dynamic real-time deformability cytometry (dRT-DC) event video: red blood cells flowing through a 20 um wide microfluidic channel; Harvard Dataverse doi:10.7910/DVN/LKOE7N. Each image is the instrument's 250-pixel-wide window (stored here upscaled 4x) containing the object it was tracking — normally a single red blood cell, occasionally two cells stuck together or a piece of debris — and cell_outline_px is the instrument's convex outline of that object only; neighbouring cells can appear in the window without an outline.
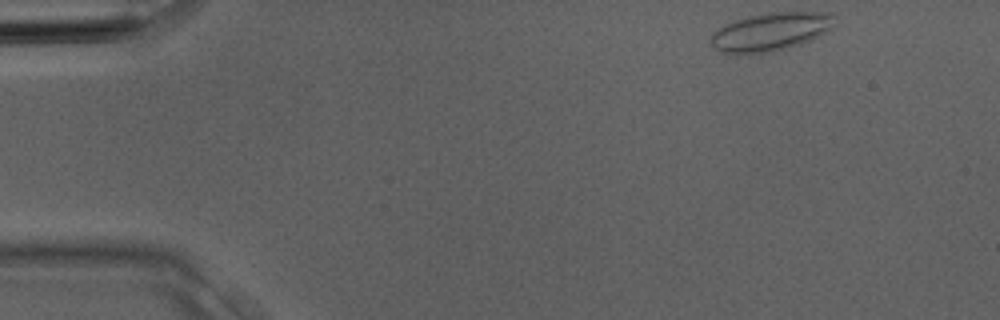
{"species": "Egyptian fruit bat (a non-hibernating species)", "species_latin": "Rousettus aegyptiacus", "temperature_condition": "room temperature", "stored_images_in_passage": 3, "camera_frame_rate_fps": 3000, "um_per_image_px": 0.085, "animal": {"sex": "male"}, "frame": {"image": 1, "passage_image": 1, "time_ms": 0.0, "image_size_px": [1000, 320], "cell_outline_px": [[836, 16], [832, 28], [812, 40], [800, 44], [772, 52], [736, 56], [720, 52], [712, 44], [712, 32], [724, 24], [748, 16], [768, 12], [832, 12]], "centroid_in_image_um": [65.5, 2.71], "position_along_channel_um": 19.5, "area_um2": 28.09}}